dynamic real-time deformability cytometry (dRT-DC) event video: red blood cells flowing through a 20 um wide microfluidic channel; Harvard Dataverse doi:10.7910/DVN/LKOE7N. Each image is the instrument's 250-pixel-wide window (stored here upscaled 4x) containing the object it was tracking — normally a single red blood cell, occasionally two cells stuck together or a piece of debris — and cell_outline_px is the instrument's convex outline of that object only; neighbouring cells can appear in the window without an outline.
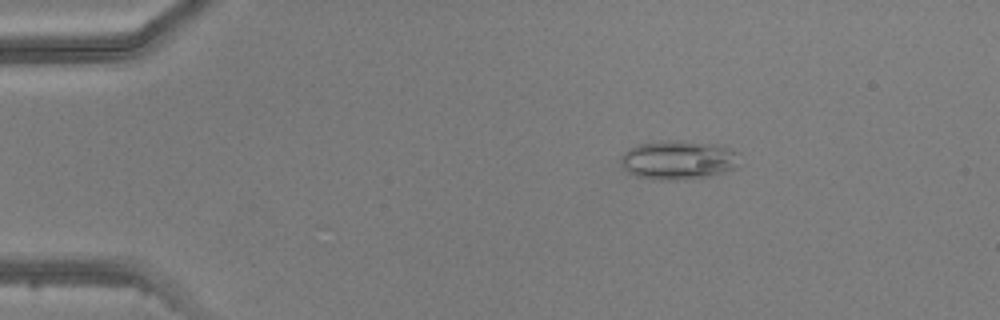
{"species": "common noctule bat (a hibernating species)", "species_latin": "Nyctalus noctula", "temperature_condition": "warm", "stored_images_in_passage": 7, "camera_frame_rate_fps": 3000, "um_per_image_px": 0.085, "animal": {"sex": "male", "body_mass_g": 20.5, "forearm_length_mm": 52.5}, "frame": {"image": 1, "passage_image": 3, "time_ms": 2.333, "image_size_px": [1000, 320], "cell_outline_px": [[740, 152], [736, 168], [712, 176], [684, 180], [652, 180], [636, 176], [628, 172], [620, 164], [620, 156], [628, 148], [636, 144], [668, 140], [680, 140], [720, 144], [732, 148]], "centroid_in_image_um": [57.67, 13.59], "position_along_channel_um": 27.3, "area_um2": 27.86}}
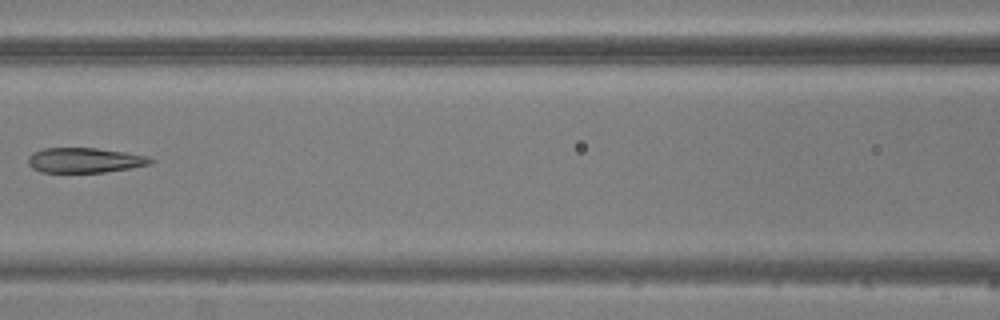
{"frame": {"image": 2, "passage_image": 7, "time_ms": 7.0, "image_size_px": [1000, 320], "cell_outline_px": [[156, 160], [152, 164], [132, 168], [104, 172], [40, 172], [32, 168], [28, 164], [28, 156], [32, 152], [44, 148], [96, 148], [124, 152], [148, 156]], "centroid_in_image_um": [7.22, 13.62], "position_along_channel_um": 159.4, "area_um2": 17.98}}